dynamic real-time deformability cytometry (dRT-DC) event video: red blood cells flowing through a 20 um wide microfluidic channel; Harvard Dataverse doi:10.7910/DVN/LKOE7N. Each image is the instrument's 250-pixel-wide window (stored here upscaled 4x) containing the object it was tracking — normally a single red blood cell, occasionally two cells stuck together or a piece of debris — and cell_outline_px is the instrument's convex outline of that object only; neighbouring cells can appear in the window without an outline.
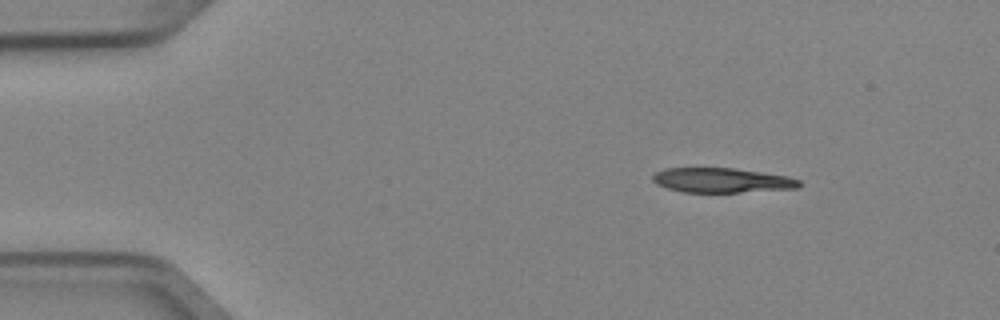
{"species": "Egyptian fruit bat (a non-hibernating species)", "species_latin": "Rousettus aegyptiacus", "temperature_condition": "cold", "stored_images_in_passage": 3, "camera_frame_rate_fps": 3000, "um_per_image_px": 0.085, "animal": {"sex": "female"}, "frame": {"image": 1, "passage_image": 1, "time_ms": 0.0, "image_size_px": [1000, 320], "cell_outline_px": [[804, 184], [800, 188], [740, 192], [684, 192], [668, 188], [656, 184], [652, 180], [652, 176], [656, 172], [664, 168], [732, 168], [788, 176], [800, 180]], "centroid_in_image_um": [61.39, 15.32], "position_along_channel_um": 23.6, "area_um2": 21.1}}